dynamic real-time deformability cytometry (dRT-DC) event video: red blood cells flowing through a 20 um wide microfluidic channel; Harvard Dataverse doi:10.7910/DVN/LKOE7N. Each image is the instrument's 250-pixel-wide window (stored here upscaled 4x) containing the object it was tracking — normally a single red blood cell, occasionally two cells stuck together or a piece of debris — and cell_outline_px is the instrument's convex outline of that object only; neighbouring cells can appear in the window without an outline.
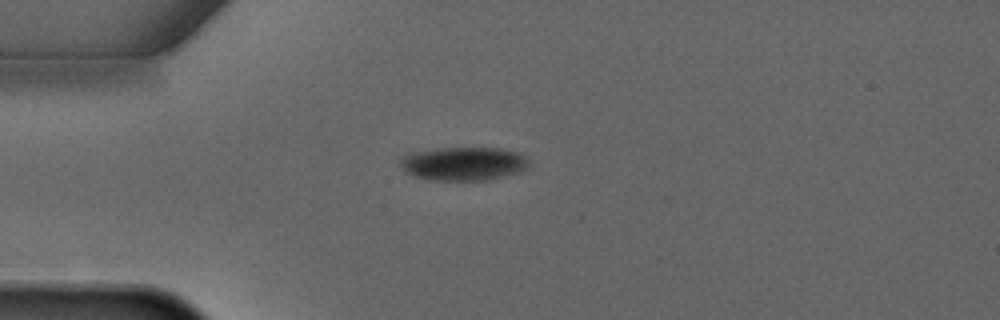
{"species": "common noctule bat (a hibernating species)", "species_latin": "Nyctalus noctula", "temperature_condition": "warm", "stored_images_in_passage": 1, "camera_frame_rate_fps": 3000, "um_per_image_px": 0.085, "animal": {"sex": "male", "forearm_length_mm": 52.5}, "frame": {"image": 1, "passage_image": 1, "time_ms": 0.0, "image_size_px": [1000, 320], "cell_outline_px": [[528, 168], [516, 172], [488, 180], [428, 180], [412, 176], [404, 172], [400, 164], [400, 156], [408, 152], [436, 148], [500, 148], [520, 152], [528, 160]], "centroid_in_image_um": [39.32, 13.9], "position_along_channel_um": 45.7, "area_um2": 25.49}}